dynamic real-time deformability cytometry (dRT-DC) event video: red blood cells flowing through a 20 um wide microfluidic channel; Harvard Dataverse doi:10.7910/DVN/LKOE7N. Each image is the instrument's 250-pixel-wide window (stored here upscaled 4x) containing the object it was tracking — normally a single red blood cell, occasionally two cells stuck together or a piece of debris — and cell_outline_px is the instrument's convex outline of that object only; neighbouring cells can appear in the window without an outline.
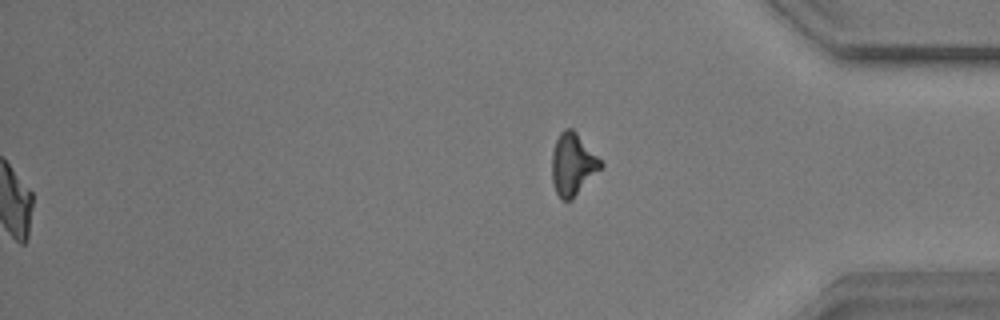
{"species": "common noctule bat (a hibernating species)", "species_latin": "Nyctalus noctula", "temperature_condition": "warm", "stored_images_in_passage": 50, "segment_of_instrument_passage": [2, 2], "camera_frame_rate_fps": 3000, "um_per_image_px": 0.085, "animal": {"sex": "male", "body_mass_g": 17.9}, "frame": {"image": 1, "passage_image": 50, "time_ms": 16.333, "image_size_px": [1000, 320], "cell_outline_px": [[604, 164], [572, 200], [560, 200], [556, 192], [552, 180], [552, 152], [556, 140], [560, 132], [564, 128], [572, 128], [576, 132]], "centroid_in_image_um": [48.66, 13.97], "position_along_channel_um": 386.5, "area_um2": 17.46}}